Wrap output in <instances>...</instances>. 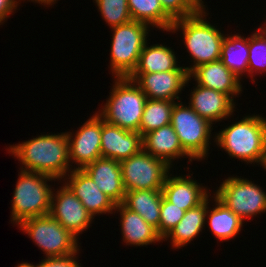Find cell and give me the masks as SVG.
I'll use <instances>...</instances> for the list:
<instances>
[{
  "mask_svg": "<svg viewBox=\"0 0 266 267\" xmlns=\"http://www.w3.org/2000/svg\"><path fill=\"white\" fill-rule=\"evenodd\" d=\"M8 147V153L21 162V170L45 174L59 182L73 170L66 132L41 134Z\"/></svg>",
  "mask_w": 266,
  "mask_h": 267,
  "instance_id": "1",
  "label": "cell"
},
{
  "mask_svg": "<svg viewBox=\"0 0 266 267\" xmlns=\"http://www.w3.org/2000/svg\"><path fill=\"white\" fill-rule=\"evenodd\" d=\"M221 131L214 132V143L230 158L260 167L266 155V117L259 114L245 115Z\"/></svg>",
  "mask_w": 266,
  "mask_h": 267,
  "instance_id": "2",
  "label": "cell"
},
{
  "mask_svg": "<svg viewBox=\"0 0 266 267\" xmlns=\"http://www.w3.org/2000/svg\"><path fill=\"white\" fill-rule=\"evenodd\" d=\"M207 6H203L195 15L173 22L170 33L182 32V41L189 53L192 65L185 66L188 73L199 65L217 61L221 58L225 37L216 24L208 22Z\"/></svg>",
  "mask_w": 266,
  "mask_h": 267,
  "instance_id": "3",
  "label": "cell"
},
{
  "mask_svg": "<svg viewBox=\"0 0 266 267\" xmlns=\"http://www.w3.org/2000/svg\"><path fill=\"white\" fill-rule=\"evenodd\" d=\"M113 86L97 113L108 123L139 132L147 96L129 77H113Z\"/></svg>",
  "mask_w": 266,
  "mask_h": 267,
  "instance_id": "4",
  "label": "cell"
},
{
  "mask_svg": "<svg viewBox=\"0 0 266 267\" xmlns=\"http://www.w3.org/2000/svg\"><path fill=\"white\" fill-rule=\"evenodd\" d=\"M19 170L11 200L10 220L17 226L29 218L49 214L53 187L48 182L57 181L45 174Z\"/></svg>",
  "mask_w": 266,
  "mask_h": 267,
  "instance_id": "5",
  "label": "cell"
},
{
  "mask_svg": "<svg viewBox=\"0 0 266 267\" xmlns=\"http://www.w3.org/2000/svg\"><path fill=\"white\" fill-rule=\"evenodd\" d=\"M110 70L113 77H129L136 69L141 51L148 41L150 26L131 20L111 28Z\"/></svg>",
  "mask_w": 266,
  "mask_h": 267,
  "instance_id": "6",
  "label": "cell"
},
{
  "mask_svg": "<svg viewBox=\"0 0 266 267\" xmlns=\"http://www.w3.org/2000/svg\"><path fill=\"white\" fill-rule=\"evenodd\" d=\"M176 102L171 112V126L183 150L195 161L208 158L213 125L199 116L189 105Z\"/></svg>",
  "mask_w": 266,
  "mask_h": 267,
  "instance_id": "7",
  "label": "cell"
},
{
  "mask_svg": "<svg viewBox=\"0 0 266 267\" xmlns=\"http://www.w3.org/2000/svg\"><path fill=\"white\" fill-rule=\"evenodd\" d=\"M32 239L45 258L63 257L79 252V239L49 214L32 217L18 225Z\"/></svg>",
  "mask_w": 266,
  "mask_h": 267,
  "instance_id": "8",
  "label": "cell"
},
{
  "mask_svg": "<svg viewBox=\"0 0 266 267\" xmlns=\"http://www.w3.org/2000/svg\"><path fill=\"white\" fill-rule=\"evenodd\" d=\"M217 188L214 195L244 222L266 213V192L254 181L229 176Z\"/></svg>",
  "mask_w": 266,
  "mask_h": 267,
  "instance_id": "9",
  "label": "cell"
},
{
  "mask_svg": "<svg viewBox=\"0 0 266 267\" xmlns=\"http://www.w3.org/2000/svg\"><path fill=\"white\" fill-rule=\"evenodd\" d=\"M125 191L162 190L172 167L142 149L139 153L120 162Z\"/></svg>",
  "mask_w": 266,
  "mask_h": 267,
  "instance_id": "10",
  "label": "cell"
},
{
  "mask_svg": "<svg viewBox=\"0 0 266 267\" xmlns=\"http://www.w3.org/2000/svg\"><path fill=\"white\" fill-rule=\"evenodd\" d=\"M71 168L83 169L101 154L102 117L95 112L75 131H67ZM75 163V164H74ZM74 164V166H73ZM73 166V167H72Z\"/></svg>",
  "mask_w": 266,
  "mask_h": 267,
  "instance_id": "11",
  "label": "cell"
},
{
  "mask_svg": "<svg viewBox=\"0 0 266 267\" xmlns=\"http://www.w3.org/2000/svg\"><path fill=\"white\" fill-rule=\"evenodd\" d=\"M53 190L49 215L80 239L78 236L94 222L93 216L65 183Z\"/></svg>",
  "mask_w": 266,
  "mask_h": 267,
  "instance_id": "12",
  "label": "cell"
},
{
  "mask_svg": "<svg viewBox=\"0 0 266 267\" xmlns=\"http://www.w3.org/2000/svg\"><path fill=\"white\" fill-rule=\"evenodd\" d=\"M133 80L147 99L182 101L180 94L192 80L187 70H172L157 73H132ZM184 88V89H183Z\"/></svg>",
  "mask_w": 266,
  "mask_h": 267,
  "instance_id": "13",
  "label": "cell"
},
{
  "mask_svg": "<svg viewBox=\"0 0 266 267\" xmlns=\"http://www.w3.org/2000/svg\"><path fill=\"white\" fill-rule=\"evenodd\" d=\"M69 173L60 183L64 181L94 219L97 215L114 213L116 203L98 188L83 169H73Z\"/></svg>",
  "mask_w": 266,
  "mask_h": 267,
  "instance_id": "14",
  "label": "cell"
},
{
  "mask_svg": "<svg viewBox=\"0 0 266 267\" xmlns=\"http://www.w3.org/2000/svg\"><path fill=\"white\" fill-rule=\"evenodd\" d=\"M195 86L191 90L187 105L199 116L212 125L233 116L236 103L227 94L197 84Z\"/></svg>",
  "mask_w": 266,
  "mask_h": 267,
  "instance_id": "15",
  "label": "cell"
},
{
  "mask_svg": "<svg viewBox=\"0 0 266 267\" xmlns=\"http://www.w3.org/2000/svg\"><path fill=\"white\" fill-rule=\"evenodd\" d=\"M143 149V136L139 132L122 129L102 118L101 154L121 162Z\"/></svg>",
  "mask_w": 266,
  "mask_h": 267,
  "instance_id": "16",
  "label": "cell"
},
{
  "mask_svg": "<svg viewBox=\"0 0 266 267\" xmlns=\"http://www.w3.org/2000/svg\"><path fill=\"white\" fill-rule=\"evenodd\" d=\"M167 175L162 187L163 197L175 206L187 211L203 203L211 193L206 186L193 180V173L185 175ZM173 176V177H172Z\"/></svg>",
  "mask_w": 266,
  "mask_h": 267,
  "instance_id": "17",
  "label": "cell"
},
{
  "mask_svg": "<svg viewBox=\"0 0 266 267\" xmlns=\"http://www.w3.org/2000/svg\"><path fill=\"white\" fill-rule=\"evenodd\" d=\"M189 77L193 78L197 85L227 94L233 101L234 97H239L243 91L242 80L220 59L197 66L189 73Z\"/></svg>",
  "mask_w": 266,
  "mask_h": 267,
  "instance_id": "18",
  "label": "cell"
},
{
  "mask_svg": "<svg viewBox=\"0 0 266 267\" xmlns=\"http://www.w3.org/2000/svg\"><path fill=\"white\" fill-rule=\"evenodd\" d=\"M83 170L91 177L98 188L116 204L123 202L126 191L122 182L120 162L100 157Z\"/></svg>",
  "mask_w": 266,
  "mask_h": 267,
  "instance_id": "19",
  "label": "cell"
},
{
  "mask_svg": "<svg viewBox=\"0 0 266 267\" xmlns=\"http://www.w3.org/2000/svg\"><path fill=\"white\" fill-rule=\"evenodd\" d=\"M143 149L152 156L164 160L170 167L176 159L184 157L190 164L193 159L183 150L171 124L150 131L143 136Z\"/></svg>",
  "mask_w": 266,
  "mask_h": 267,
  "instance_id": "20",
  "label": "cell"
},
{
  "mask_svg": "<svg viewBox=\"0 0 266 267\" xmlns=\"http://www.w3.org/2000/svg\"><path fill=\"white\" fill-rule=\"evenodd\" d=\"M120 215L122 240L126 245L142 247L156 242H163L157 230L149 225L138 213L126 208L122 203L116 204L114 213Z\"/></svg>",
  "mask_w": 266,
  "mask_h": 267,
  "instance_id": "21",
  "label": "cell"
},
{
  "mask_svg": "<svg viewBox=\"0 0 266 267\" xmlns=\"http://www.w3.org/2000/svg\"><path fill=\"white\" fill-rule=\"evenodd\" d=\"M207 208L208 198L197 207L185 211L183 218L163 238V241L170 240L173 250L187 246L203 231L206 225Z\"/></svg>",
  "mask_w": 266,
  "mask_h": 267,
  "instance_id": "22",
  "label": "cell"
},
{
  "mask_svg": "<svg viewBox=\"0 0 266 267\" xmlns=\"http://www.w3.org/2000/svg\"><path fill=\"white\" fill-rule=\"evenodd\" d=\"M215 202L214 208L209 205L210 198ZM208 197V208L206 212V220L209 229L218 241H227L235 238L243 228L245 223L239 216L232 212L225 204H223L214 194ZM211 208V209H210Z\"/></svg>",
  "mask_w": 266,
  "mask_h": 267,
  "instance_id": "23",
  "label": "cell"
},
{
  "mask_svg": "<svg viewBox=\"0 0 266 267\" xmlns=\"http://www.w3.org/2000/svg\"><path fill=\"white\" fill-rule=\"evenodd\" d=\"M146 42L141 51L139 61L133 73H157L172 70H186L178 64L175 51L160 43L148 45Z\"/></svg>",
  "mask_w": 266,
  "mask_h": 267,
  "instance_id": "24",
  "label": "cell"
},
{
  "mask_svg": "<svg viewBox=\"0 0 266 267\" xmlns=\"http://www.w3.org/2000/svg\"><path fill=\"white\" fill-rule=\"evenodd\" d=\"M162 190L126 191L122 204L138 213L159 234Z\"/></svg>",
  "mask_w": 266,
  "mask_h": 267,
  "instance_id": "25",
  "label": "cell"
},
{
  "mask_svg": "<svg viewBox=\"0 0 266 267\" xmlns=\"http://www.w3.org/2000/svg\"><path fill=\"white\" fill-rule=\"evenodd\" d=\"M227 33L224 37L221 58L222 63L240 80L248 74L249 37L240 33ZM230 35V36H229Z\"/></svg>",
  "mask_w": 266,
  "mask_h": 267,
  "instance_id": "26",
  "label": "cell"
},
{
  "mask_svg": "<svg viewBox=\"0 0 266 267\" xmlns=\"http://www.w3.org/2000/svg\"><path fill=\"white\" fill-rule=\"evenodd\" d=\"M129 13L134 21L169 32L173 20L163 11L160 0H128Z\"/></svg>",
  "mask_w": 266,
  "mask_h": 267,
  "instance_id": "27",
  "label": "cell"
},
{
  "mask_svg": "<svg viewBox=\"0 0 266 267\" xmlns=\"http://www.w3.org/2000/svg\"><path fill=\"white\" fill-rule=\"evenodd\" d=\"M176 101L147 99L140 122L139 133L159 129L171 123V112Z\"/></svg>",
  "mask_w": 266,
  "mask_h": 267,
  "instance_id": "28",
  "label": "cell"
},
{
  "mask_svg": "<svg viewBox=\"0 0 266 267\" xmlns=\"http://www.w3.org/2000/svg\"><path fill=\"white\" fill-rule=\"evenodd\" d=\"M257 73H266V33L259 28L249 36L248 75L255 83ZM255 74V76H254Z\"/></svg>",
  "mask_w": 266,
  "mask_h": 267,
  "instance_id": "29",
  "label": "cell"
},
{
  "mask_svg": "<svg viewBox=\"0 0 266 267\" xmlns=\"http://www.w3.org/2000/svg\"><path fill=\"white\" fill-rule=\"evenodd\" d=\"M93 2L110 28L132 20L128 0H93Z\"/></svg>",
  "mask_w": 266,
  "mask_h": 267,
  "instance_id": "30",
  "label": "cell"
},
{
  "mask_svg": "<svg viewBox=\"0 0 266 267\" xmlns=\"http://www.w3.org/2000/svg\"><path fill=\"white\" fill-rule=\"evenodd\" d=\"M160 3L173 21L193 16L204 6L202 0H160Z\"/></svg>",
  "mask_w": 266,
  "mask_h": 267,
  "instance_id": "31",
  "label": "cell"
},
{
  "mask_svg": "<svg viewBox=\"0 0 266 267\" xmlns=\"http://www.w3.org/2000/svg\"><path fill=\"white\" fill-rule=\"evenodd\" d=\"M184 214L185 210L170 203L162 196L159 222V235L162 239L180 222Z\"/></svg>",
  "mask_w": 266,
  "mask_h": 267,
  "instance_id": "32",
  "label": "cell"
},
{
  "mask_svg": "<svg viewBox=\"0 0 266 267\" xmlns=\"http://www.w3.org/2000/svg\"><path fill=\"white\" fill-rule=\"evenodd\" d=\"M79 252L72 253L63 257H53V258H44L38 264H35L36 267H82L79 263L78 255Z\"/></svg>",
  "mask_w": 266,
  "mask_h": 267,
  "instance_id": "33",
  "label": "cell"
},
{
  "mask_svg": "<svg viewBox=\"0 0 266 267\" xmlns=\"http://www.w3.org/2000/svg\"><path fill=\"white\" fill-rule=\"evenodd\" d=\"M24 0H0V26L7 21V18L16 11L20 2Z\"/></svg>",
  "mask_w": 266,
  "mask_h": 267,
  "instance_id": "34",
  "label": "cell"
},
{
  "mask_svg": "<svg viewBox=\"0 0 266 267\" xmlns=\"http://www.w3.org/2000/svg\"><path fill=\"white\" fill-rule=\"evenodd\" d=\"M26 1V0H24ZM27 1H31V2H34V3H39L40 5H43V6H51V5H54L55 3H57L56 1L58 0H27Z\"/></svg>",
  "mask_w": 266,
  "mask_h": 267,
  "instance_id": "35",
  "label": "cell"
},
{
  "mask_svg": "<svg viewBox=\"0 0 266 267\" xmlns=\"http://www.w3.org/2000/svg\"><path fill=\"white\" fill-rule=\"evenodd\" d=\"M16 267H36L33 263L28 262H22L18 264Z\"/></svg>",
  "mask_w": 266,
  "mask_h": 267,
  "instance_id": "36",
  "label": "cell"
},
{
  "mask_svg": "<svg viewBox=\"0 0 266 267\" xmlns=\"http://www.w3.org/2000/svg\"><path fill=\"white\" fill-rule=\"evenodd\" d=\"M262 32L266 33V20L264 22V24L260 27H258Z\"/></svg>",
  "mask_w": 266,
  "mask_h": 267,
  "instance_id": "37",
  "label": "cell"
},
{
  "mask_svg": "<svg viewBox=\"0 0 266 267\" xmlns=\"http://www.w3.org/2000/svg\"><path fill=\"white\" fill-rule=\"evenodd\" d=\"M262 169H264L266 171V155L264 157L263 163H262Z\"/></svg>",
  "mask_w": 266,
  "mask_h": 267,
  "instance_id": "38",
  "label": "cell"
}]
</instances>
